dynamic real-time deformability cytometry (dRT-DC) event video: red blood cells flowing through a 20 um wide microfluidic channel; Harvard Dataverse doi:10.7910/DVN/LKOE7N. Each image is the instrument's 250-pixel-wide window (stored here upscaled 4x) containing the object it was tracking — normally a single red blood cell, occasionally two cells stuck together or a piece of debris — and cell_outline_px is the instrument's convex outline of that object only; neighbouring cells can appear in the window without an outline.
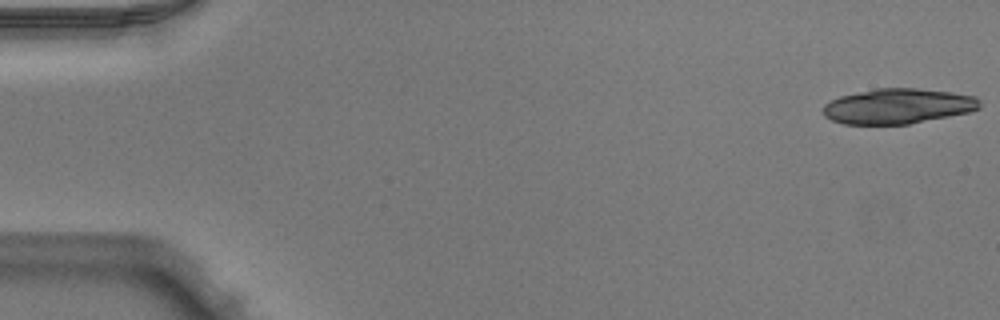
{"species": "Egyptian fruit bat (a non-hibernating species)", "species_latin": "Rousettus aegyptiacus", "temperature_condition": "warm", "stored_images_in_passage": 17, "camera_frame_rate_fps": 3000, "um_per_image_px": 0.085, "animal": {"sex": "male"}, "frame": {"image": 1, "passage_image": 1, "time_ms": 0.0, "image_size_px": [1000, 320], "cell_outline_px": [[980, 108], [968, 112], [908, 124], [844, 124], [832, 120], [824, 116], [824, 104], [840, 96], [876, 88], [916, 88], [952, 92], [976, 96], [980, 100]], "centroid_in_image_um": [76.33, 9.02], "position_along_channel_um": 8.7, "area_um2": 31.96}}